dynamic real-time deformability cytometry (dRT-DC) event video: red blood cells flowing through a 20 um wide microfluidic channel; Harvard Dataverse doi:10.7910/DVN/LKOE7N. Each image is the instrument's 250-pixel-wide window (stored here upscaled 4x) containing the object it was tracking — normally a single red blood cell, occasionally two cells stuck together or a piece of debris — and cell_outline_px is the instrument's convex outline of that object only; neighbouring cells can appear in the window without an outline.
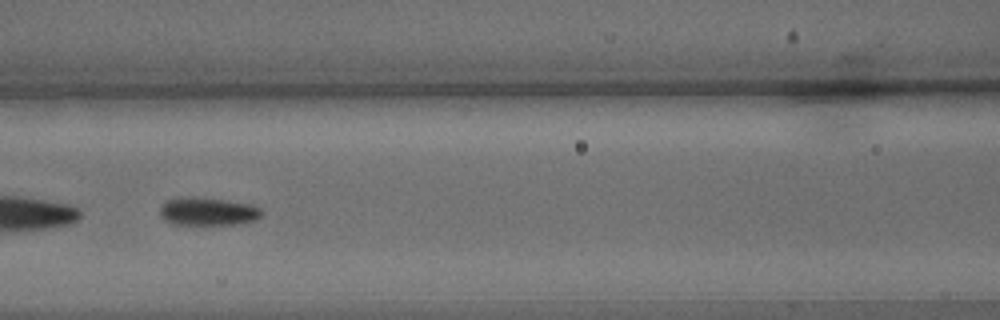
{"species": "common noctule bat (a hibernating species)", "species_latin": "Nyctalus noctula", "temperature_condition": "warm", "stored_images_in_passage": 54, "camera_frame_rate_fps": 3000, "um_per_image_px": 0.085, "animal": {"sex": "male", "body_mass_g": 15.6}, "frame": {"image": 1, "passage_image": 24, "time_ms": 7.667, "image_size_px": [1000, 320], "cell_outline_px": [[264, 212], [260, 216], [252, 220], [236, 224], [204, 228], [172, 224], [164, 220], [160, 216], [160, 208], [168, 200], [180, 196], [192, 196], [224, 200], [252, 204], [260, 208]], "centroid_in_image_um": [17.62, 18.02], "position_along_channel_um": 149.0, "area_um2": 17.51}}
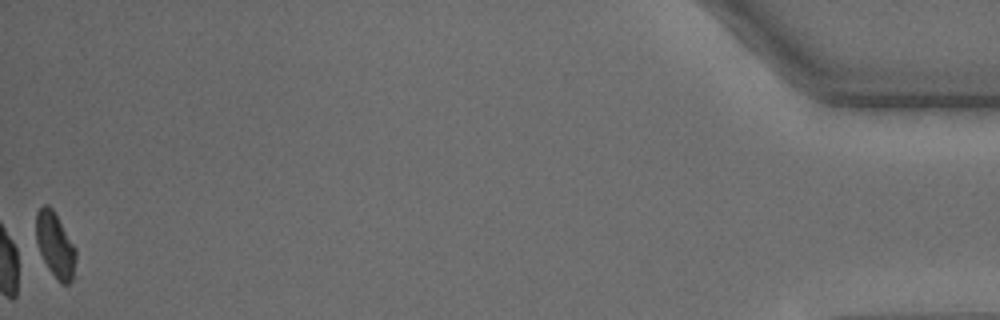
{"frame": {"image": 2, "passage_image": 54, "time_ms": 17.667, "image_size_px": [1000, 320], "cell_outline_px": [[76, 260], [72, 280], [68, 284], [60, 284], [48, 268], [40, 252], [36, 240], [36, 212], [44, 204], [48, 204], [52, 208], [76, 248]], "centroid_in_image_um": [4.7, 20.83], "position_along_channel_um": 430.5, "area_um2": 15.03}, "authors_computed_cell_mechanics": {"area_um2": 16.9354, "velocity_mm_per_s": 3.7511, "shape_relaxation_time_tau1_ms": 1.9371, "shape_relaxation_time_tau2_ms": 5.6856, "deformation_change_tau1": 0.0862, "deformation_change_tau2": 0.0878}}